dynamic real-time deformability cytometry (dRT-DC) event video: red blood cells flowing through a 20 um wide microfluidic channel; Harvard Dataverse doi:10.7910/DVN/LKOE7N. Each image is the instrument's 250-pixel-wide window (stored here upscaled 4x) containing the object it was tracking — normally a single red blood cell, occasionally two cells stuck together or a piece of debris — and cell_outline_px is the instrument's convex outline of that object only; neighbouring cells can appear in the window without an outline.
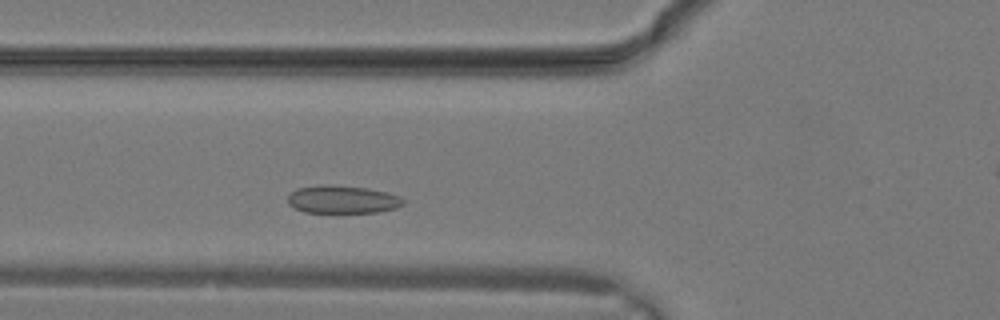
{"species": "common noctule bat (a hibernating species)", "species_latin": "Nyctalus noctula", "temperature_condition": "warm", "stored_images_in_passage": 8, "camera_frame_rate_fps": 3000, "um_per_image_px": 0.085, "animal": {"sex": "male", "body_mass_g": 19.2, "forearm_length_mm": 51.8}, "frame": {"image": 1, "passage_image": 6, "time_ms": 1.667, "image_size_px": [1000, 320], "cell_outline_px": [[404, 204], [396, 208], [380, 212], [304, 212], [292, 208], [288, 204], [288, 196], [296, 188], [368, 188], [388, 192], [400, 196], [404, 200]], "centroid_in_image_um": [29.17, 17.01], "position_along_channel_um": 96.6, "area_um2": 17.86}}
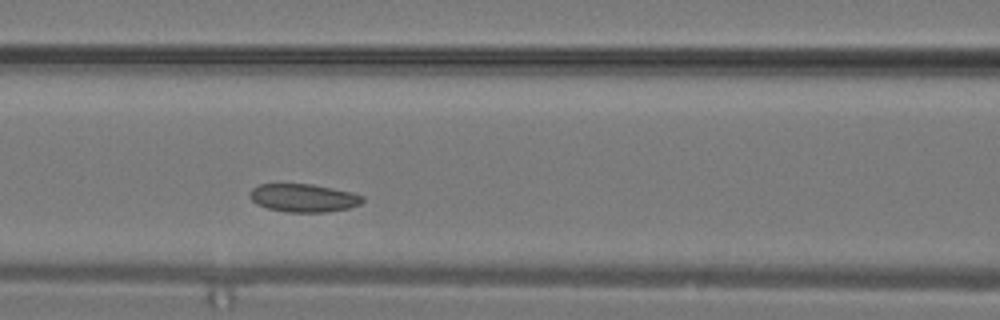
{"frame": {"image": 2, "passage_image": 8, "time_ms": 2.333, "image_size_px": [1000, 320], "cell_outline_px": [[364, 200], [360, 204], [348, 208], [328, 212], [288, 212], [268, 208], [256, 204], [252, 200], [252, 188], [260, 184], [312, 184], [352, 192], [364, 196]], "centroid_in_image_um": [25.84, 16.82], "position_along_channel_um": 140.8, "area_um2": 18.32}}